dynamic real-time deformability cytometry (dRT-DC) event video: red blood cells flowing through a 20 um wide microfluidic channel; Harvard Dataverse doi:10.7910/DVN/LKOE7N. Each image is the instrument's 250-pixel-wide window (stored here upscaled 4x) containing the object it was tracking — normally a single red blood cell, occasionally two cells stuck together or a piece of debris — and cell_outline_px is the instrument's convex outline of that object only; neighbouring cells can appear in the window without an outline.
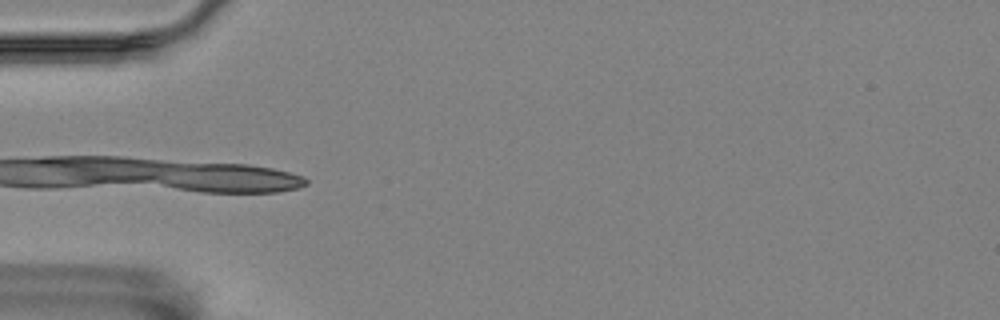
{"species": "Egyptian fruit bat (a non-hibernating species)", "species_latin": "Rousettus aegyptiacus", "temperature_condition": "room temperature", "stored_images_in_passage": 27, "camera_frame_rate_fps": 3000, "um_per_image_px": 0.085, "animal": {"sex": "female"}, "frame": {"image": 1, "passage_image": 3, "time_ms": 0.667, "image_size_px": [1000, 320], "cell_outline_px": [[304, 180], [300, 184], [288, 188], [264, 192], [220, 192], [188, 188], [172, 184], [196, 168], [216, 164], [232, 164], [264, 168], [280, 172]], "centroid_in_image_um": [20.13, 15.23], "position_along_channel_um": 64.9, "area_um2": 18.79}}
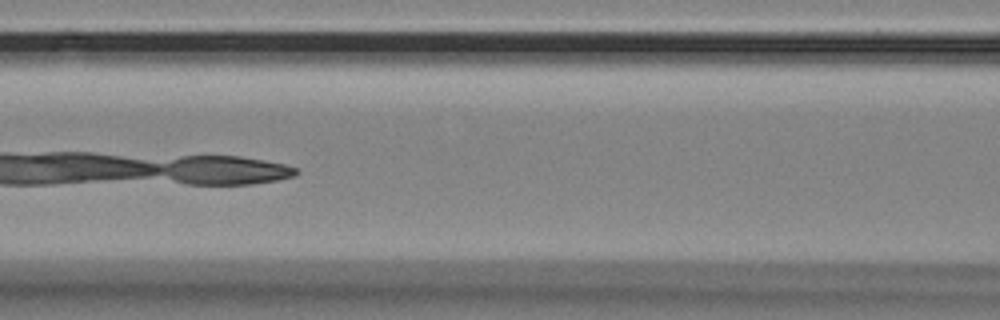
{"frame": {"image": 2, "passage_image": 10, "time_ms": 3.0, "image_size_px": [1000, 320], "cell_outline_px": [[296, 172], [284, 176], [268, 180], [232, 184], [204, 184], [184, 180], [172, 168], [172, 164], [180, 160], [192, 156], [228, 156], [276, 164], [292, 168]], "centroid_in_image_um": [19.35, 14.46], "position_along_channel_um": 147.3, "area_um2": 18.38}}
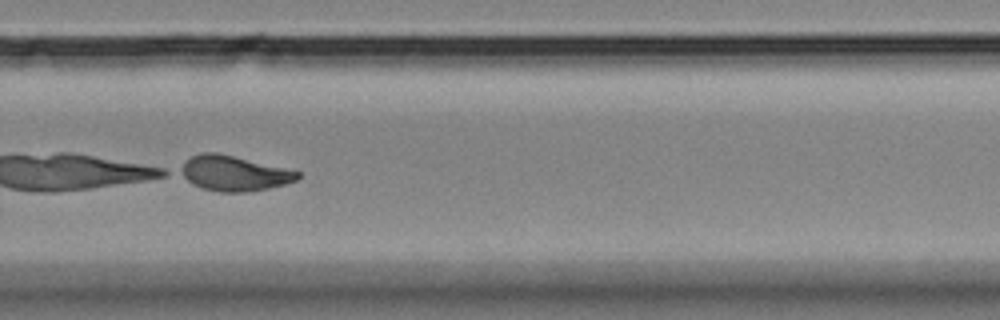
{"frame": {"image": 3, "passage_image": 24, "time_ms": 7.667, "image_size_px": [1000, 320], "cell_outline_px": [[300, 176], [292, 180], [276, 184], [256, 188], [212, 188], [200, 184], [192, 180], [188, 176], [188, 164], [192, 160], [200, 156], [224, 156], [296, 172]], "centroid_in_image_um": [20.03, 14.72], "position_along_channel_um": 309.8, "area_um2": 18.55}}